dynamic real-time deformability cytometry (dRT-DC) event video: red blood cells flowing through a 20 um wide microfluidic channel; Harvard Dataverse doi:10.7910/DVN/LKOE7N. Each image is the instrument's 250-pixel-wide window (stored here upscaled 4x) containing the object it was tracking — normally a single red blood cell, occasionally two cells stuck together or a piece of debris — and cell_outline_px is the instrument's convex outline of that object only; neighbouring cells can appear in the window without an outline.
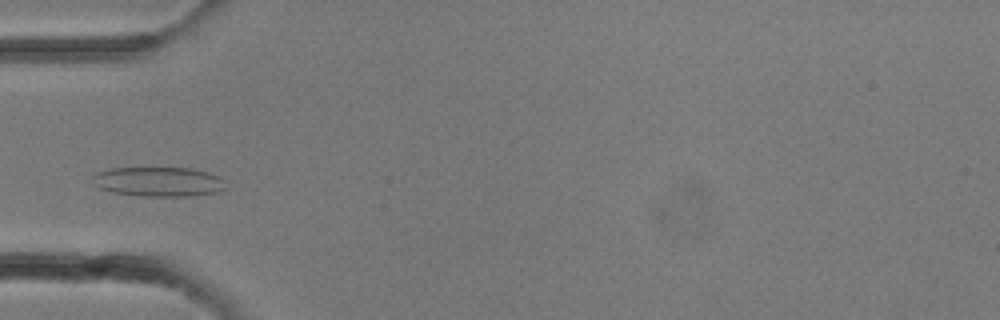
{"species": "common noctule bat (a hibernating species)", "species_latin": "Nyctalus noctula", "temperature_condition": "room temperature", "stored_images_in_passage": 15, "camera_frame_rate_fps": 3000, "um_per_image_px": 0.085, "animal": {"sex": "female"}, "frame": {"image": 1, "passage_image": 7, "time_ms": 2.0, "image_size_px": [1000, 320], "cell_outline_px": [[228, 188], [220, 192], [192, 196], [140, 196], [112, 192], [100, 188], [92, 184], [92, 176], [96, 172], [112, 168], [192, 168], [208, 172], [220, 176], [224, 180]], "centroid_in_image_um": [13.51, 15.45], "position_along_channel_um": 71.5, "area_um2": 23.35}}
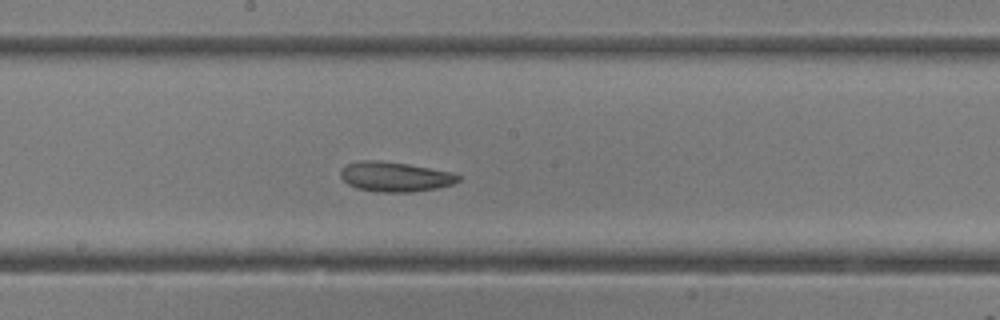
{"frame": {"image": 2, "passage_image": 13, "time_ms": 4.0, "image_size_px": [1000, 320], "cell_outline_px": [[460, 180], [452, 184], [436, 188], [412, 192], [376, 192], [356, 188], [348, 184], [340, 176], [340, 172], [348, 164], [360, 160], [380, 160], [408, 164], [452, 172], [460, 176]], "centroid_in_image_um": [33.57, 15.02], "position_along_channel_um": 214.6, "area_um2": 20.4}}
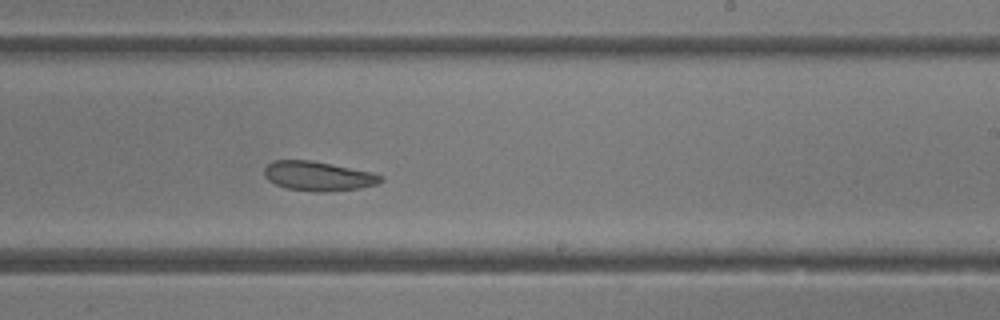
{"frame": {"image": 3, "passage_image": 15, "time_ms": 4.667, "image_size_px": [1000, 320], "cell_outline_px": [[384, 180], [376, 184], [360, 188], [320, 192], [312, 192], [284, 188], [268, 180], [264, 176], [264, 168], [272, 160], [312, 160], [372, 172], [384, 176]], "centroid_in_image_um": [27.03, 14.96], "position_along_channel_um": 262.0, "area_um2": 20.11}}